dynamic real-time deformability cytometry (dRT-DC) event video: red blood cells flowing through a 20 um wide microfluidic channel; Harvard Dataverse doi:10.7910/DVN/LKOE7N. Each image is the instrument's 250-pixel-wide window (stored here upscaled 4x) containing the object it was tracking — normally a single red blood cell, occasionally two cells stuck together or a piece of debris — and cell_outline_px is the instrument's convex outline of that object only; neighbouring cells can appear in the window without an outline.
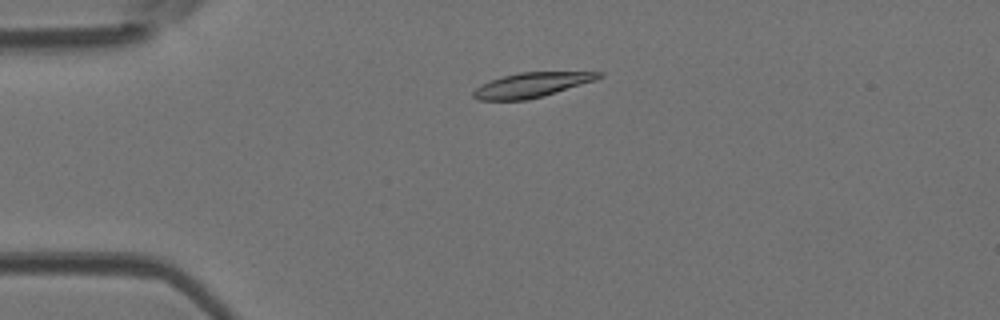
{"species": "Egyptian fruit bat (a non-hibernating species)", "species_latin": "Rousettus aegyptiacus", "temperature_condition": "room temperature", "stored_images_in_passage": 4, "camera_frame_rate_fps": 3000, "um_per_image_px": 0.085, "animal": {"sex": "female"}, "frame": {"image": 1, "passage_image": 3, "time_ms": 0.667, "image_size_px": [1000, 320], "cell_outline_px": [[604, 76], [596, 80], [544, 96], [528, 100], [480, 100], [472, 96], [472, 92], [480, 84], [504, 76], [520, 72], [604, 72]], "centroid_in_image_um": [45.21, 7.22], "position_along_channel_um": 39.8, "area_um2": 18.03}}